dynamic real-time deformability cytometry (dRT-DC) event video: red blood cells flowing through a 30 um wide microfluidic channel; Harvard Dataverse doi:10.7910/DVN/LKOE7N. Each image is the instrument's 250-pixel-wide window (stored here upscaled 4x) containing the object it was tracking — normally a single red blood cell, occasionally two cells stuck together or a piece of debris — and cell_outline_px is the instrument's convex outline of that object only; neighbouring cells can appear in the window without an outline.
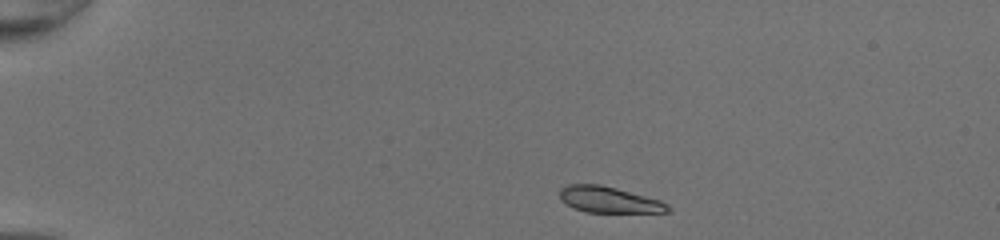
{"species": "common noctule bat (a hibernating species)", "species_latin": "Nyctalus noctula", "temperature_condition": "room temperature", "stored_images_in_passage": 40, "camera_frame_rate_fps": 3000, "um_per_image_px": 0.085, "animal": {"sex": "female", "body_mass_g": 20.0, "forearm_length_mm": 54.0}, "frame": {"image": 1, "passage_image": 1, "time_ms": 0.0, "image_size_px": [1000, 240], "cell_outline_px": [[672, 208], [668, 212], [584, 212], [572, 208], [560, 200], [560, 188], [568, 184], [600, 184], [616, 188], [660, 200], [668, 204]], "centroid_in_image_um": [51.73, 16.98], "position_along_channel_um": 33.3, "area_um2": 16.53}}
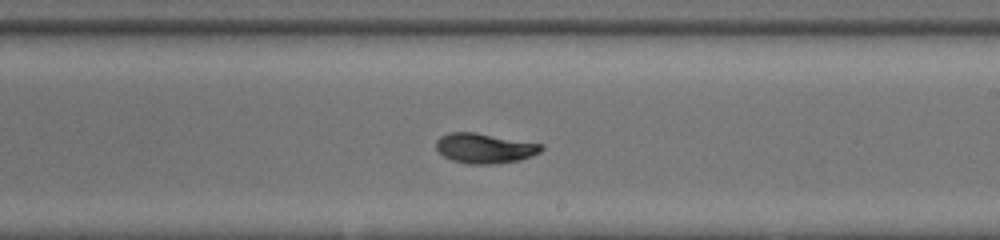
{"frame": {"image": 2, "passage_image": 22, "time_ms": 7.0, "image_size_px": [1000, 240], "cell_outline_px": [[544, 148], [540, 152], [532, 156], [520, 160], [496, 164], [468, 164], [452, 160], [444, 156], [436, 148], [436, 140], [440, 136], [448, 132], [476, 132], [544, 144]], "centroid_in_image_um": [41.22, 12.59], "position_along_channel_um": 247.8, "area_um2": 18.61}}
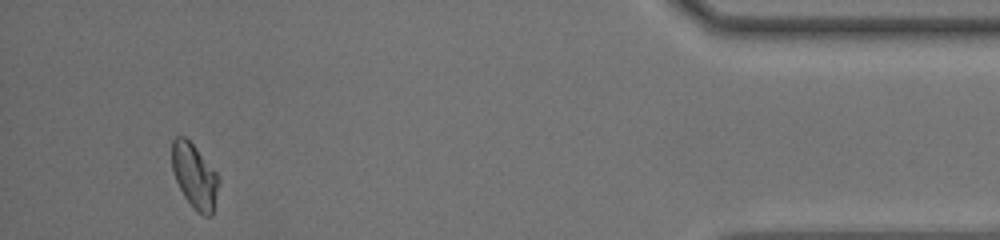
{"frame": {"image": 3, "passage_image": 38, "time_ms": 12.333, "image_size_px": [1000, 240], "cell_outline_px": [[220, 180], [212, 216], [204, 216], [196, 212], [184, 196], [176, 180], [172, 168], [172, 140], [176, 136], [184, 136], [196, 148], [220, 176]], "centroid_in_image_um": [16.55, 14.98], "position_along_channel_um": 418.6, "area_um2": 17.63}, "authors_computed_cell_mechanics": {"area_um2": 18.0914, "velocity_mm_per_s": 4.242, "shape_relaxation_time_tau1_ms": 3.2264, "shape_relaxation_time_tau2_ms": 1.322, "deformation_change_tau1": 0.1334, "deformation_change_tau2": 0.0328}}